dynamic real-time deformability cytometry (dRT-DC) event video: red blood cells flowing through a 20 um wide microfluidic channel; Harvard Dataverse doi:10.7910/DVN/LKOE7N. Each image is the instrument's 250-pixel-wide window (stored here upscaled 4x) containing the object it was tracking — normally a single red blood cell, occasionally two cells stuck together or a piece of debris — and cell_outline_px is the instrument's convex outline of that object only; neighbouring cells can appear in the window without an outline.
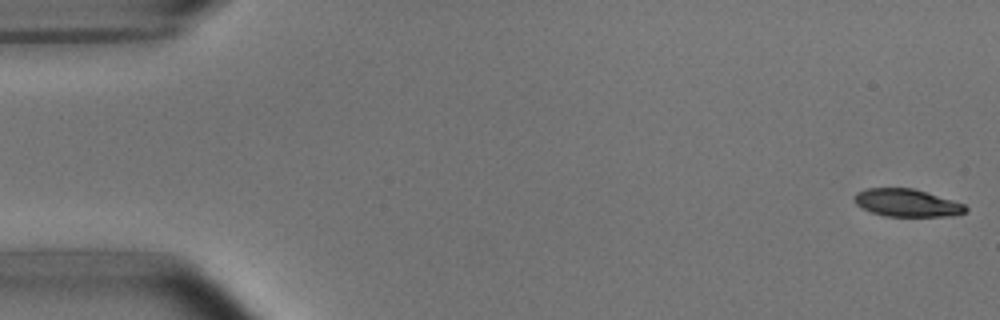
{"species": "common noctule bat (a hibernating species)", "species_latin": "Nyctalus noctula", "temperature_condition": "room temperature", "stored_images_in_passage": 52, "camera_frame_rate_fps": 3000, "um_per_image_px": 0.085, "animal": {"sex": "male", "body_mass_g": 15.6}, "frame": {"image": 1, "passage_image": 1, "time_ms": 0.0, "image_size_px": [1000, 320], "cell_outline_px": [[968, 208], [964, 212], [952, 216], [884, 216], [872, 212], [856, 204], [852, 200], [856, 192], [868, 188], [912, 188], [952, 200], [964, 204]], "centroid_in_image_um": [77.05, 17.24], "position_along_channel_um": 7.9, "area_um2": 17.74}}
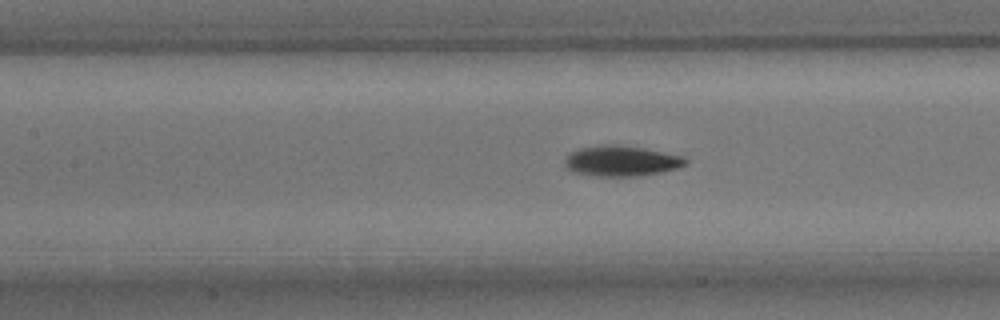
{"frame": {"image": 2, "passage_image": 23, "time_ms": 7.333, "image_size_px": [1000, 320], "cell_outline_px": [[688, 164], [680, 168], [664, 172], [640, 176], [596, 176], [572, 172], [564, 164], [564, 160], [572, 152], [580, 148], [604, 144], [608, 144], [640, 148], [684, 156], [688, 160]], "centroid_in_image_um": [52.86, 13.7], "position_along_channel_um": 154.5, "area_um2": 21.44}}
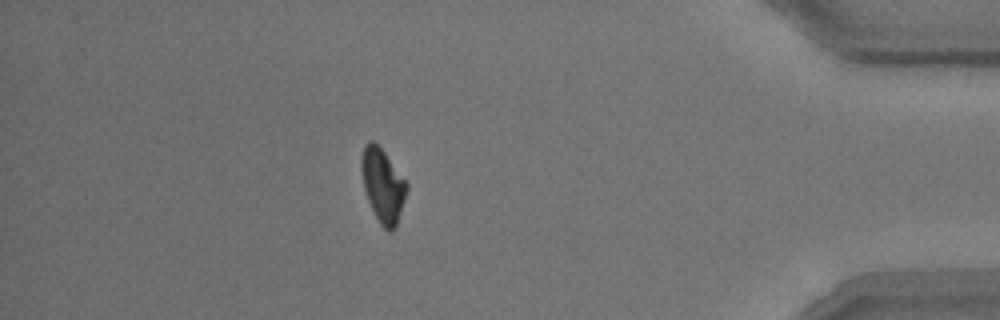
{"frame": {"image": 3, "passage_image": 46, "time_ms": 15.0, "image_size_px": [1000, 320], "cell_outline_px": [[408, 188], [396, 228], [388, 232], [380, 224], [368, 200], [364, 188], [360, 168], [360, 156], [364, 144], [368, 140], [372, 140], [384, 152], [408, 184]], "centroid_in_image_um": [32.52, 15.74], "position_along_channel_um": 402.7, "area_um2": 19.36}, "authors_computed_cell_mechanics": {"area_um2": 19.941, "velocity_mm_per_s": 3.8115, "shape_relaxation_time_tau1_ms": 2.4608, "shape_relaxation_time_tau2_ms": 3.358, "deformation_change_tau1": 0.1304, "deformation_change_tau2": 0.0758}}